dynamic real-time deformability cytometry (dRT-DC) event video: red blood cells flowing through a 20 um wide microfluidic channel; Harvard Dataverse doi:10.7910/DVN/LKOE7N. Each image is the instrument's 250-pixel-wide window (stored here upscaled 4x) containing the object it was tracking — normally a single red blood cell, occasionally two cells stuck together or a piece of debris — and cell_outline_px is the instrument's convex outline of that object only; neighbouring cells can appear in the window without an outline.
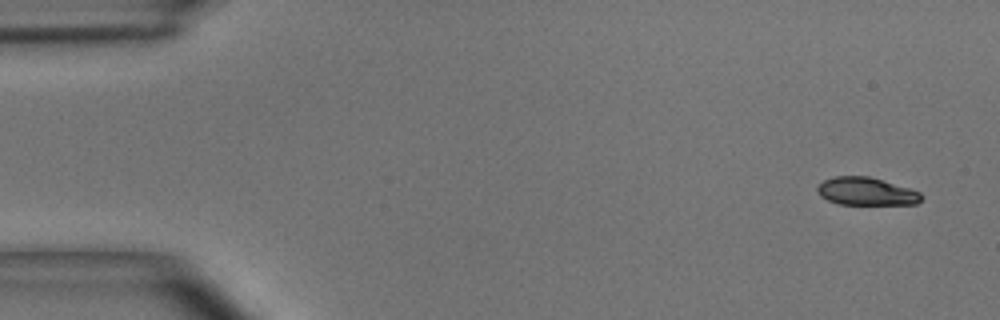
{"species": "common noctule bat (a hibernating species)", "species_latin": "Nyctalus noctula", "temperature_condition": "room temperature", "stored_images_in_passage": 5, "camera_frame_rate_fps": 3000, "um_per_image_px": 0.085, "animal": {"sex": "male", "body_mass_g": 15.6}, "frame": {"image": 1, "passage_image": 1, "time_ms": 0.0, "image_size_px": [1000, 320], "cell_outline_px": [[924, 196], [916, 204], [840, 204], [828, 200], [820, 196], [816, 192], [816, 188], [824, 180], [836, 176], [868, 176], [908, 188], [920, 192]], "centroid_in_image_um": [73.61, 16.27], "position_along_channel_um": 11.4, "area_um2": 16.7}}
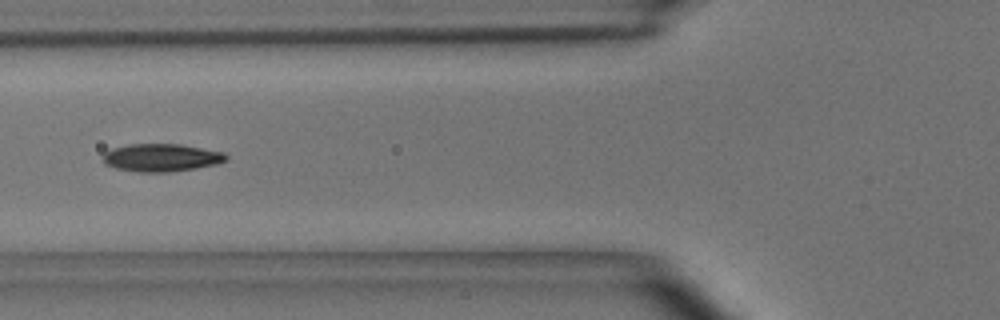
{"frame": {"image": 2, "passage_image": 5, "time_ms": 1.333, "image_size_px": [1000, 320], "cell_outline_px": [[228, 160], [220, 164], [196, 168], [168, 172], [136, 172], [116, 168], [104, 164], [104, 152], [112, 148], [132, 144], [180, 144], [224, 152], [228, 156]], "centroid_in_image_um": [13.76, 13.4], "position_along_channel_um": 112.0, "area_um2": 20.06}}